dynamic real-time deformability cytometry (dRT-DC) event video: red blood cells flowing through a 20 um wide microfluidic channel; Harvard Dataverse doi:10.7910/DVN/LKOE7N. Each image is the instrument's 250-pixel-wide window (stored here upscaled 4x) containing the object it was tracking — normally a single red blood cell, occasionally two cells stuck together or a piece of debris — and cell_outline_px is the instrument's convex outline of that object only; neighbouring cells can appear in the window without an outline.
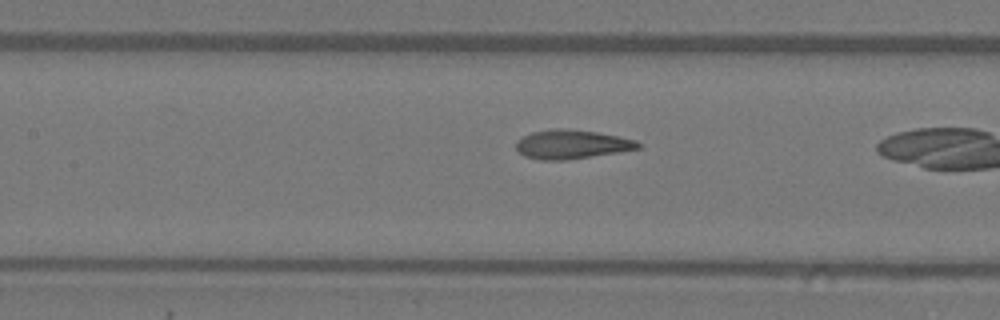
{"species": "Egyptian fruit bat (a non-hibernating species)", "species_latin": "Rousettus aegyptiacus", "temperature_condition": "warm", "stored_images_in_passage": 9, "camera_frame_rate_fps": 3000, "um_per_image_px": 0.085, "animal": {"sex": "female"}, "frame": {"image": 1, "passage_image": 8, "time_ms": 2.333, "image_size_px": [1000, 320], "cell_outline_px": [[644, 144], [640, 148], [620, 152], [564, 160], [540, 160], [524, 156], [516, 148], [516, 140], [532, 132], [560, 128], [568, 128], [596, 132], [636, 140]], "centroid_in_image_um": [48.61, 12.27], "position_along_channel_um": 158.8, "area_um2": 20.58}}